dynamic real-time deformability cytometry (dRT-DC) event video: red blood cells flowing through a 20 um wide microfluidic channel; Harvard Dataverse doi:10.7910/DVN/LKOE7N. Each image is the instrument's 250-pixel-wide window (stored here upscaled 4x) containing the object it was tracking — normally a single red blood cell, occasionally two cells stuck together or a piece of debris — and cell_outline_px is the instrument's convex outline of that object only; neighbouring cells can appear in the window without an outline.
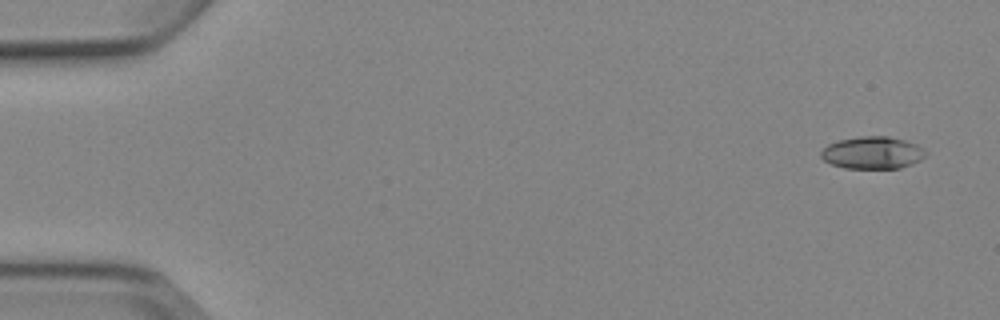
{"species": "Egyptian fruit bat (a non-hibernating species)", "species_latin": "Rousettus aegyptiacus", "temperature_condition": "cold", "stored_images_in_passage": 4, "camera_frame_rate_fps": 3000, "um_per_image_px": 0.085, "animal": {"sex": "female"}, "frame": {"image": 1, "passage_image": 1, "time_ms": 0.0, "image_size_px": [1000, 320], "cell_outline_px": [[928, 152], [920, 160], [912, 164], [900, 168], [844, 168], [832, 164], [824, 160], [820, 156], [820, 152], [828, 144], [840, 140], [860, 136], [888, 136], [904, 140], [916, 144], [924, 148]], "centroid_in_image_um": [74.18, 12.98], "position_along_channel_um": 10.8, "area_um2": 19.71}}
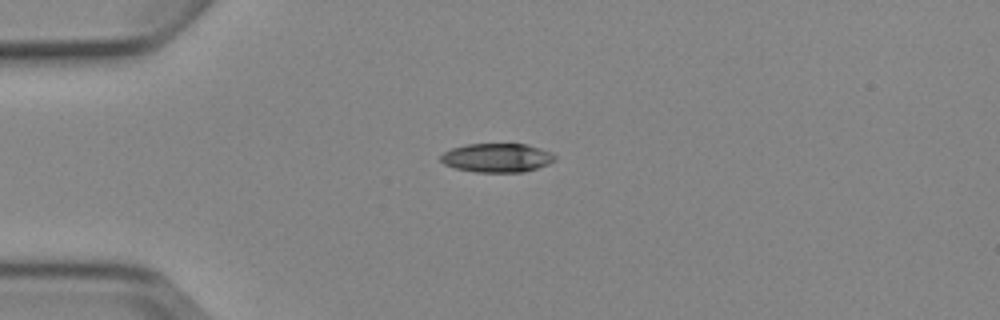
{"frame": {"image": 2, "passage_image": 4, "time_ms": 3.667, "image_size_px": [1000, 320], "cell_outline_px": [[556, 160], [548, 164], [524, 172], [476, 172], [456, 168], [444, 164], [440, 160], [440, 156], [444, 152], [452, 148], [468, 144], [528, 144], [552, 152], [556, 156]], "centroid_in_image_um": [42.27, 13.41], "position_along_channel_um": 42.7, "area_um2": 19.25}}